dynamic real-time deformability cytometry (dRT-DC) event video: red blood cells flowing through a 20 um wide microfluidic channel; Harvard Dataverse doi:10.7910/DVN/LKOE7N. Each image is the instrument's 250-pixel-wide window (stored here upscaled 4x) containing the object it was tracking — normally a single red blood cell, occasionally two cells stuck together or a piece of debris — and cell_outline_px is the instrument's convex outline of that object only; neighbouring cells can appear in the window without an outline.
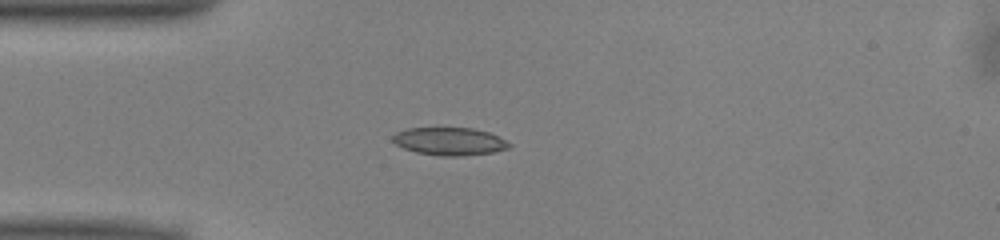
{"species": "common noctule bat (a hibernating species)", "species_latin": "Nyctalus noctula", "temperature_condition": "warm", "stored_images_in_passage": 38, "camera_frame_rate_fps": 3000, "um_per_image_px": 0.085, "animal": {"sex": "male", "body_mass_g": 13.0, "forearm_length_mm": 53.1}, "frame": {"image": 1, "passage_image": 1, "time_ms": 0.0, "image_size_px": [1000, 240], "cell_outline_px": [[512, 144], [508, 148], [492, 152], [460, 156], [440, 156], [416, 152], [404, 148], [396, 144], [392, 140], [392, 136], [396, 132], [408, 128], [472, 128], [488, 132]], "centroid_in_image_um": [38.17, 12.01], "position_along_channel_um": 46.8, "area_um2": 18.67}}
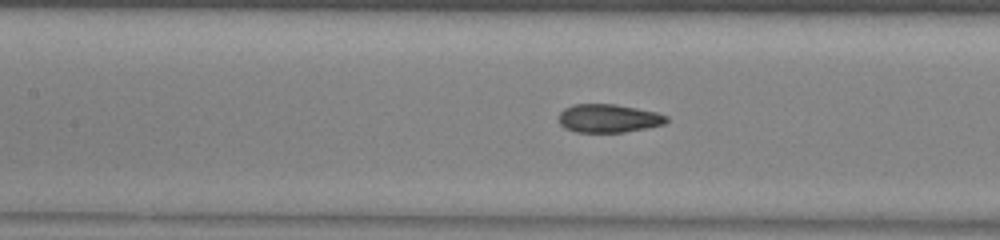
{"frame": {"image": 2, "passage_image": 10, "time_ms": 3.0, "image_size_px": [1000, 240], "cell_outline_px": [[668, 120], [664, 124], [624, 132], [576, 132], [564, 128], [560, 124], [560, 112], [564, 108], [572, 104], [616, 104], [656, 112], [668, 116]], "centroid_in_image_um": [51.71, 10.05], "position_along_channel_um": 155.7, "area_um2": 17.74}}
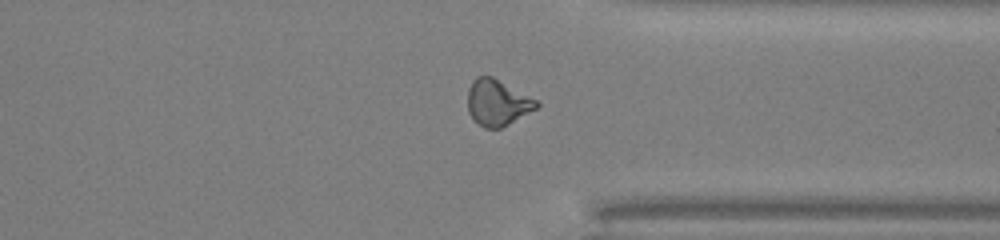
{"frame": {"image": 3, "passage_image": 26, "time_ms": 8.333, "image_size_px": [1000, 240], "cell_outline_px": [[540, 104], [536, 108], [508, 124], [500, 128], [484, 128], [468, 112], [468, 88], [472, 80], [476, 76], [492, 76], [536, 100]], "centroid_in_image_um": [42.24, 8.7], "position_along_channel_um": 369.2, "area_um2": 18.09}, "authors_computed_cell_mechanics": {"area_um2": 18.3226, "velocity_mm_per_s": 4.0501, "shape_relaxation_time_tau1_ms": 6.9921, "shape_relaxation_time_tau2_ms": 1.1023, "deformation_change_tau1": 0.1479, "deformation_change_tau2": 0.0653}}